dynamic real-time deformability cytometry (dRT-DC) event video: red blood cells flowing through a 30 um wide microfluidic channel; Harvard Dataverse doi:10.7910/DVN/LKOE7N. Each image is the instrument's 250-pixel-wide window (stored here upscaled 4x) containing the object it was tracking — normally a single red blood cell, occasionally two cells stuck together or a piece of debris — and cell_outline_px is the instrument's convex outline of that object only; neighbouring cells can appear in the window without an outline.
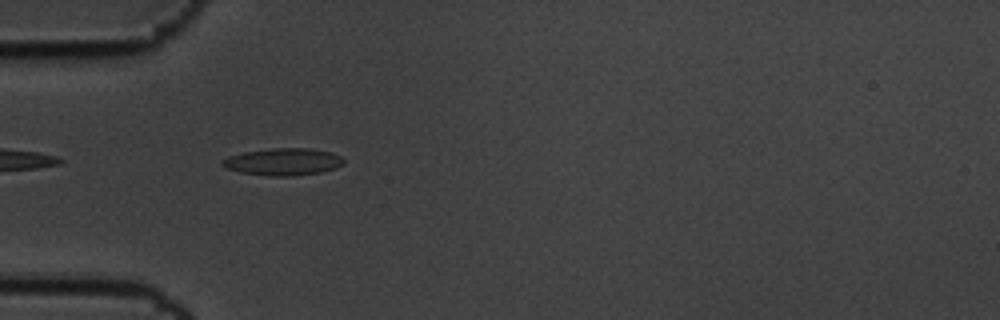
{"species": "common noctule bat (a hibernating species)", "species_latin": "Nyctalus noctula", "temperature_condition": "cold", "stored_images_in_passage": 42, "camera_frame_rate_fps": 3000, "um_per_image_px": 0.085, "animal": {"sex": "male", "body_mass_g": 19.5, "forearm_length_mm": 54.6}, "frame": {"image": 1, "passage_image": 1, "time_ms": 0.0, "image_size_px": [1000, 320], "cell_outline_px": [[344, 164], [320, 172], [292, 176], [268, 176], [240, 172], [224, 168], [220, 164], [220, 160], [228, 156], [244, 152], [272, 148], [308, 148], [332, 152], [340, 156], [344, 160]], "centroid_in_image_um": [24.01, 13.75], "position_along_channel_um": 61.0, "area_um2": 19.25}}
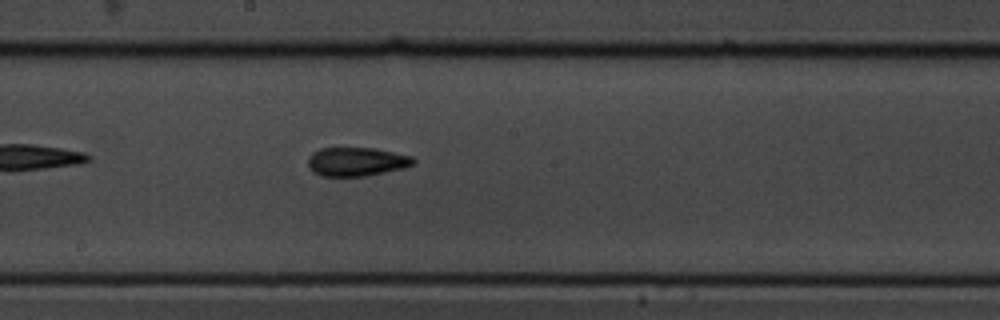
{"frame": {"image": 2, "passage_image": 15, "time_ms": 4.667, "image_size_px": [1000, 320], "cell_outline_px": [[416, 160], [412, 164], [404, 168], [364, 176], [320, 176], [312, 172], [308, 168], [308, 156], [312, 152], [320, 148], [376, 148], [412, 156]], "centroid_in_image_um": [30.26, 13.74], "position_along_channel_um": 217.9, "area_um2": 17.8}}
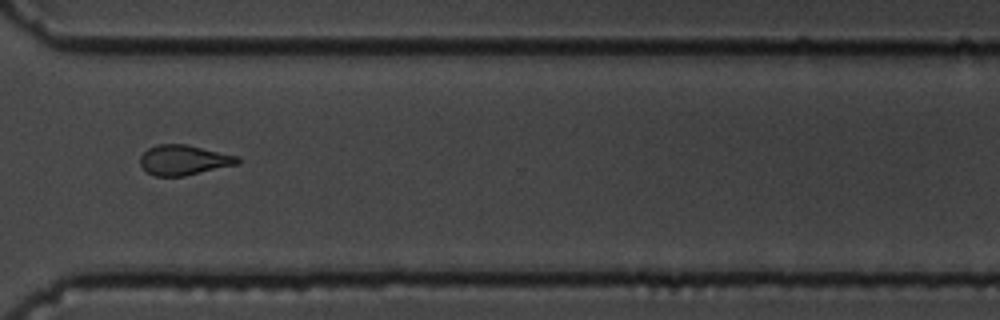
{"frame": {"image": 3, "passage_image": 27, "time_ms": 8.667, "image_size_px": [1000, 320], "cell_outline_px": [[240, 164], [184, 176], [152, 176], [140, 164], [140, 156], [148, 148], [156, 144], [188, 144], [240, 156]], "centroid_in_image_um": [15.66, 13.59], "position_along_channel_um": 354.9, "area_um2": 17.34}, "authors_computed_cell_mechanics": {"area_um2": 17.5134, "velocity_mm_per_s": 3.4279, "shape_relaxation_time_tau1_ms": 5.51, "shape_relaxation_time_tau2_ms": 3.2371, "deformation_change_tau1": 0.1414, "deformation_change_tau2": 0.1065}}